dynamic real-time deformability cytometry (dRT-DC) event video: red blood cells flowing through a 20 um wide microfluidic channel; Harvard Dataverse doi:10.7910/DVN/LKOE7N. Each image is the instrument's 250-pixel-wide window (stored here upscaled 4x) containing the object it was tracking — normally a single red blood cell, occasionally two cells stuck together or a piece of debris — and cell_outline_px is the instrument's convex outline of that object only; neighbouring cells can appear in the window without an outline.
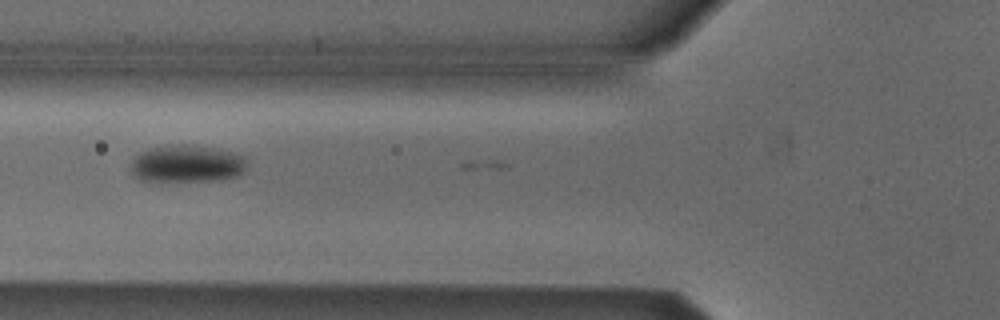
{"species": "Egyptian fruit bat (a non-hibernating species)", "species_latin": "Rousettus aegyptiacus", "temperature_condition": "cold", "stored_images_in_passage": 3, "camera_frame_rate_fps": 3000, "um_per_image_px": 0.085, "animal": {"sex": "male"}, "frame": {"image": 1, "passage_image": 2, "time_ms": 0.333, "image_size_px": [1000, 320], "cell_outline_px": [[248, 160], [244, 172], [240, 176], [220, 180], [160, 184], [140, 180], [132, 172], [132, 160], [140, 152], [148, 148], [172, 144], [188, 144], [212, 148], [232, 152], [248, 156]], "centroid_in_image_um": [15.9, 13.96], "position_along_channel_um": 109.9, "area_um2": 26.47}}